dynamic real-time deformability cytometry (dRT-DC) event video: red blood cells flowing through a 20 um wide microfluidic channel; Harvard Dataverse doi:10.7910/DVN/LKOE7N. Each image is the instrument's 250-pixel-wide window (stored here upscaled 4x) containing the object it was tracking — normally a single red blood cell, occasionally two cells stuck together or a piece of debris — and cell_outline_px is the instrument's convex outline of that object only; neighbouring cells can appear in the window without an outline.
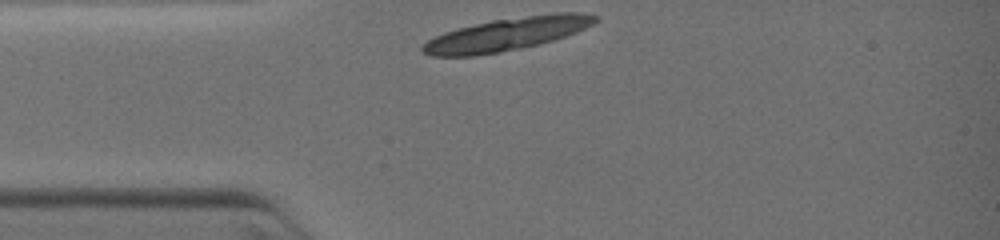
{"species": "common noctule bat (a hibernating species)", "species_latin": "Nyctalus noctula", "temperature_condition": "warm", "stored_images_in_passage": 1, "camera_frame_rate_fps": 3000, "um_per_image_px": 0.085, "animal": {"sex": "female", "body_mass_g": 19.0, "forearm_length_mm": 51.5}, "frame": {"image": 1, "passage_image": 1, "time_ms": 0.0, "image_size_px": [1000, 240], "cell_outline_px": [[600, 20], [576, 32], [552, 40], [520, 48], [500, 52], [472, 56], [432, 56], [420, 52], [420, 48], [428, 40], [444, 32], [492, 20], [552, 12], [580, 12], [600, 16]], "centroid_in_image_um": [43.1, 2.89], "position_along_channel_um": 41.9, "area_um2": 32.83}}